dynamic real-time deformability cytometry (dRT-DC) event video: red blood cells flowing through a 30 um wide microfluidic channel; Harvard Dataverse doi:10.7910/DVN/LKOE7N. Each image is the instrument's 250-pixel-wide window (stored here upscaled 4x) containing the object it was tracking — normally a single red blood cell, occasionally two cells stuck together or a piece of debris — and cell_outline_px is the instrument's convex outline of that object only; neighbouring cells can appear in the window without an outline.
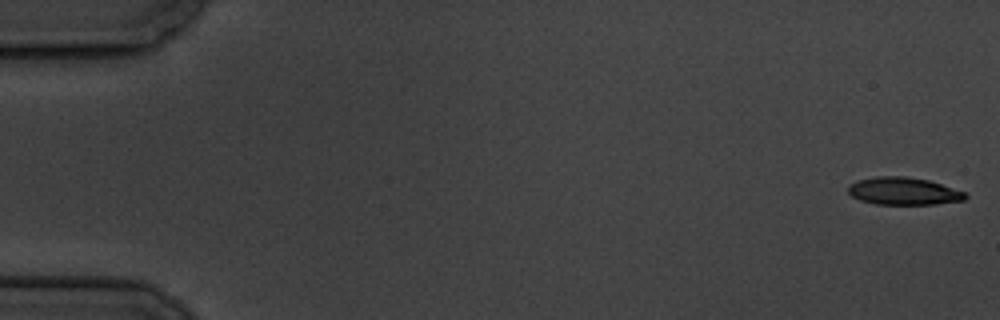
{"species": "common noctule bat (a hibernating species)", "species_latin": "Nyctalus noctula", "temperature_condition": "cold", "stored_images_in_passage": 6, "camera_frame_rate_fps": 3000, "um_per_image_px": 0.085, "animal": {"sex": "male", "body_mass_g": 19.5, "forearm_length_mm": 54.6}, "frame": {"image": 1, "passage_image": 1, "time_ms": 0.0, "image_size_px": [1000, 320], "cell_outline_px": [[968, 196], [964, 200], [936, 204], [876, 204], [860, 200], [852, 196], [848, 192], [848, 184], [856, 180], [876, 176], [908, 176], [928, 180], [964, 192]], "centroid_in_image_um": [76.76, 16.24], "position_along_channel_um": 8.2, "area_um2": 18.79}}
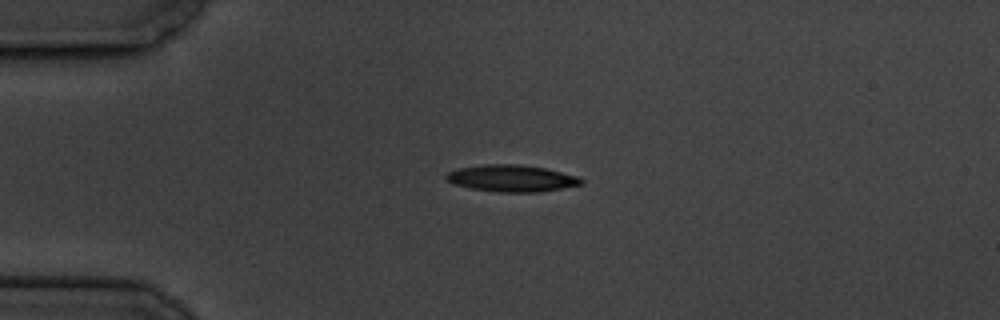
{"frame": {"image": 2, "passage_image": 5, "time_ms": 4.333, "image_size_px": [1000, 320], "cell_outline_px": [[584, 184], [540, 192], [500, 192], [472, 188], [452, 184], [444, 180], [444, 176], [448, 172], [460, 168], [484, 164], [520, 164], [544, 168], [576, 176], [584, 180]], "centroid_in_image_um": [43.46, 15.16], "position_along_channel_um": 41.5, "area_um2": 21.04}}